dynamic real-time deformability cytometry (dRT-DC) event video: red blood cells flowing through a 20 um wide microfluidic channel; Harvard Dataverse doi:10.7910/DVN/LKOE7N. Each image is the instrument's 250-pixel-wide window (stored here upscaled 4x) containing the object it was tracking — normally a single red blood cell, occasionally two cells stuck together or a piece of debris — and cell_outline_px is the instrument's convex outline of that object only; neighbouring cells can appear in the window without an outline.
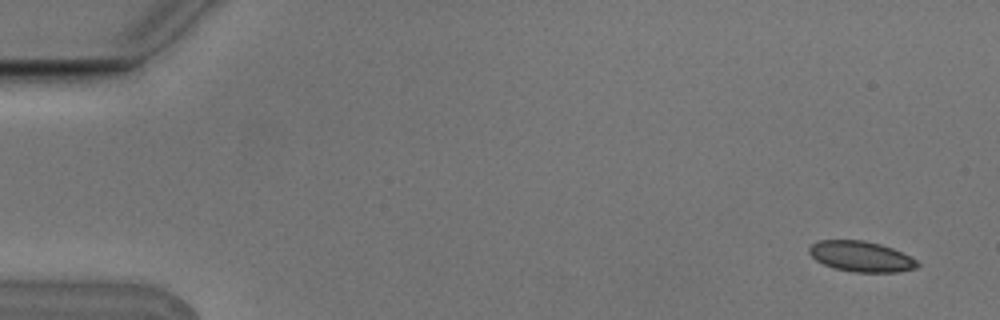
{"species": "Egyptian fruit bat (a non-hibernating species)", "species_latin": "Rousettus aegyptiacus", "temperature_condition": "cold", "stored_images_in_passage": 6, "camera_frame_rate_fps": 3000, "um_per_image_px": 0.085, "animal": {"sex": "male"}, "frame": {"image": 1, "passage_image": 1, "time_ms": 0.0, "image_size_px": [1000, 320], "cell_outline_px": [[920, 264], [916, 268], [900, 272], [852, 272], [832, 268], [816, 260], [808, 252], [808, 248], [812, 244], [820, 240], [864, 240], [880, 244], [892, 248], [916, 260]], "centroid_in_image_um": [73.17, 21.8], "position_along_channel_um": 11.8, "area_um2": 19.25}}